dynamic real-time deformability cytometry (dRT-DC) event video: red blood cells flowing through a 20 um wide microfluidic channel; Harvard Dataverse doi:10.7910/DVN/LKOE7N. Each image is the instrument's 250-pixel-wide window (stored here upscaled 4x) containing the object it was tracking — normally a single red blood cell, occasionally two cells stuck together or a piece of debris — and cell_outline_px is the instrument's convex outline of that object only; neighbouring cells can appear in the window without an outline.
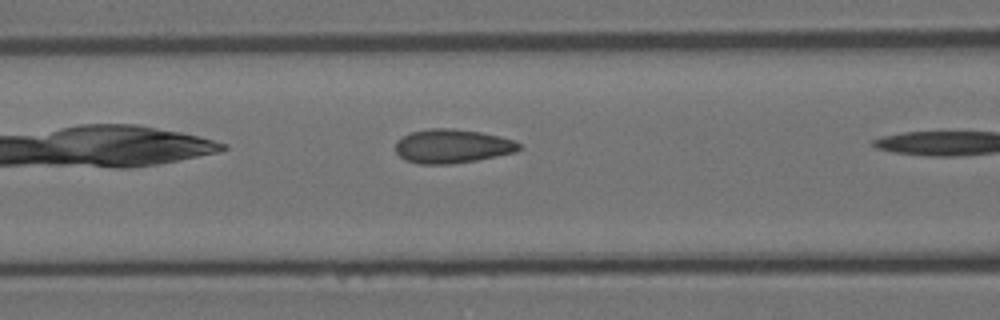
{"species": "Egyptian fruit bat (a non-hibernating species)", "species_latin": "Rousettus aegyptiacus", "temperature_condition": "room temperature", "stored_images_in_passage": 11, "camera_frame_rate_fps": 3000, "um_per_image_px": 0.085, "animal": {"sex": "female"}, "frame": {"image": 1, "passage_image": 10, "time_ms": 3.0, "image_size_px": [1000, 320], "cell_outline_px": [[520, 148], [516, 152], [476, 160], [448, 164], [420, 164], [404, 160], [396, 152], [396, 140], [412, 132], [428, 128], [452, 128], [480, 132], [512, 140], [520, 144]], "centroid_in_image_um": [38.4, 12.43], "position_along_channel_um": 128.2, "area_um2": 24.22}}